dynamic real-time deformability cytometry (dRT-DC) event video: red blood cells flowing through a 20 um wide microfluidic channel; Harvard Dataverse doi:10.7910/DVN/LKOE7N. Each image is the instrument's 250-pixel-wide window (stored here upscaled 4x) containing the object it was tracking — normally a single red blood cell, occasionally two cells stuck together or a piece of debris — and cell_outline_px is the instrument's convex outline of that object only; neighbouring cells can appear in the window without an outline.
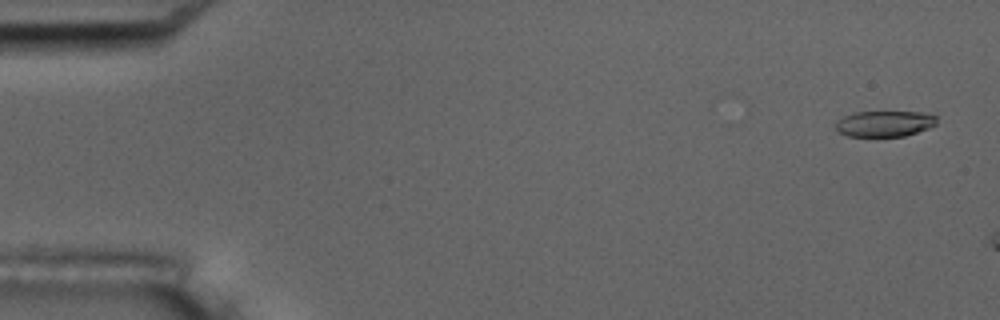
{"species": "common noctule bat (a hibernating species)", "species_latin": "Nyctalus noctula", "temperature_condition": "room temperature", "stored_images_in_passage": 15, "camera_frame_rate_fps": 3000, "um_per_image_px": 0.085, "animal": {"sex": "male", "body_mass_g": 17.5, "forearm_length_mm": 52.3}, "frame": {"image": 1, "passage_image": 3, "time_ms": 0.667, "image_size_px": [1000, 320], "cell_outline_px": [[936, 124], [928, 128], [904, 136], [848, 136], [836, 132], [836, 120], [844, 116], [856, 112], [920, 112], [936, 116]], "centroid_in_image_um": [75.14, 10.51], "position_along_channel_um": 9.9, "area_um2": 15.14}}